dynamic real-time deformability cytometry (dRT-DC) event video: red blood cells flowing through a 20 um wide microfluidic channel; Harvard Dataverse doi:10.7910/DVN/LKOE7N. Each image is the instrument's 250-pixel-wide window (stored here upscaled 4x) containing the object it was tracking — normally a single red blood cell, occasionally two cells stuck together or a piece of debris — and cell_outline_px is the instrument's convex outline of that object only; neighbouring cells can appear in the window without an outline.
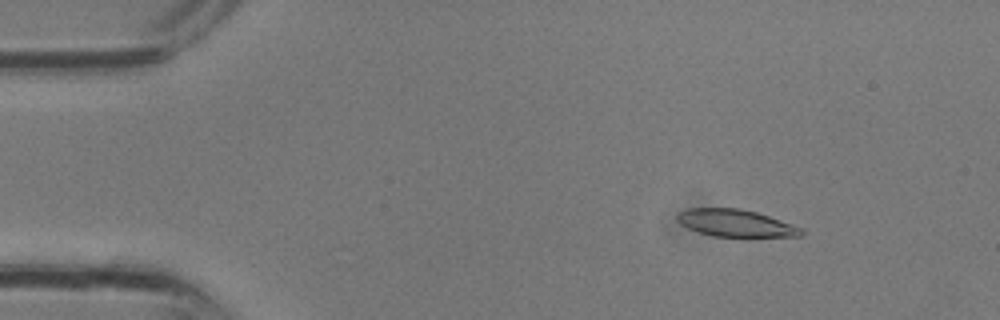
{"species": "common noctule bat (a hibernating species)", "species_latin": "Nyctalus noctula", "temperature_condition": "room temperature", "stored_images_in_passage": 20, "camera_frame_rate_fps": 3000, "um_per_image_px": 0.085, "animal": {"sex": "male", "body_mass_g": 13.3}, "frame": {"image": 1, "passage_image": 5, "time_ms": 1.333, "image_size_px": [1000, 320], "cell_outline_px": [[804, 232], [800, 236], [752, 240], [748, 240], [712, 236], [688, 228], [680, 224], [676, 220], [676, 216], [680, 212], [688, 208], [740, 208], [756, 212], [804, 228]], "centroid_in_image_um": [62.61, 19.03], "position_along_channel_um": 22.4, "area_um2": 20.81}}
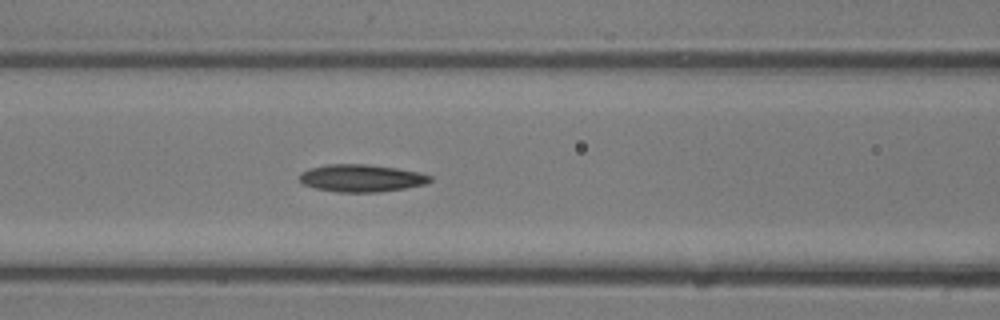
{"frame": {"image": 2, "passage_image": 14, "time_ms": 4.333, "image_size_px": [1000, 320], "cell_outline_px": [[432, 180], [424, 184], [404, 188], [376, 192], [336, 192], [316, 188], [304, 184], [300, 180], [300, 172], [308, 168], [328, 164], [364, 164], [396, 168], [420, 172], [432, 176]], "centroid_in_image_um": [30.7, 15.13], "position_along_channel_um": 135.9, "area_um2": 20.75}}
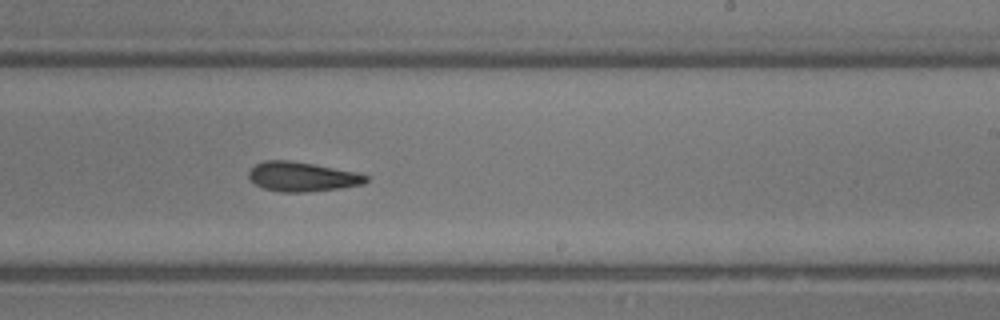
{"frame": {"image": 3, "passage_image": 20, "time_ms": 6.333, "image_size_px": [1000, 320], "cell_outline_px": [[368, 180], [364, 184], [340, 188], [308, 192], [280, 192], [264, 188], [256, 184], [248, 176], [248, 172], [256, 164], [264, 160], [288, 160], [312, 164], [356, 172], [368, 176]], "centroid_in_image_um": [25.68, 15.02], "position_along_channel_um": 263.3, "area_um2": 20.0}}